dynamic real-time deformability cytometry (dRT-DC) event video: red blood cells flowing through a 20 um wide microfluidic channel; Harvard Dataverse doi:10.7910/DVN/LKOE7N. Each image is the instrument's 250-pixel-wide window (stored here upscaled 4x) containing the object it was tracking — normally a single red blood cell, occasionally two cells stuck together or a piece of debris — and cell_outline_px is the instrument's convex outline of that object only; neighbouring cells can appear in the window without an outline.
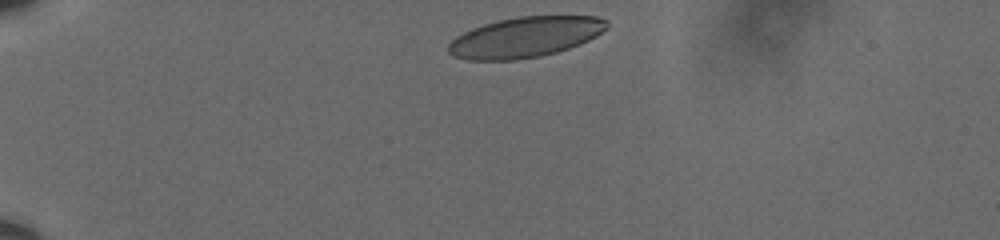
{"species": "human", "species_latin": "Homo sapiens", "temperature_condition": "cold", "stored_images_in_passage": 38, "camera_frame_rate_fps": 3000, "um_per_image_px": 0.085, "donor": {"sex": "male"}, "frame": {"image": 1, "passage_image": 1, "time_ms": 0.0, "image_size_px": [1000, 240], "cell_outline_px": [[608, 28], [596, 36], [580, 44], [556, 52], [540, 56], [516, 60], [468, 60], [452, 56], [448, 52], [448, 44], [456, 36], [472, 28], [484, 24], [516, 16], [596, 16], [608, 20]], "centroid_in_image_um": [44.64, 3.16], "position_along_channel_um": 40.4, "area_um2": 37.4}}
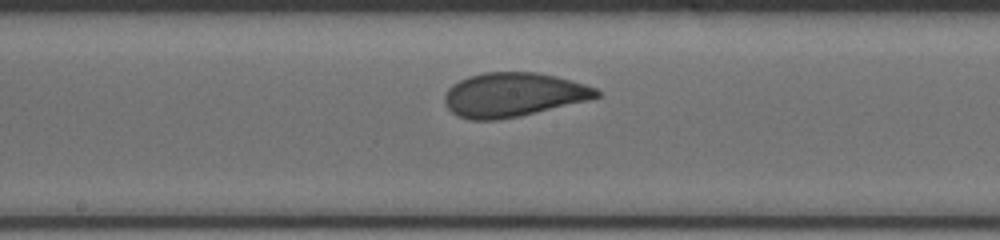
{"frame": {"image": 2, "passage_image": 20, "time_ms": 6.333, "image_size_px": [1000, 240], "cell_outline_px": [[600, 96], [588, 100], [520, 116], [496, 120], [468, 120], [456, 116], [444, 104], [444, 96], [448, 88], [452, 84], [468, 76], [484, 72], [536, 72], [556, 76], [572, 80], [596, 88], [600, 92]], "centroid_in_image_um": [43.59, 8.05], "position_along_channel_um": 204.6, "area_um2": 39.19}}
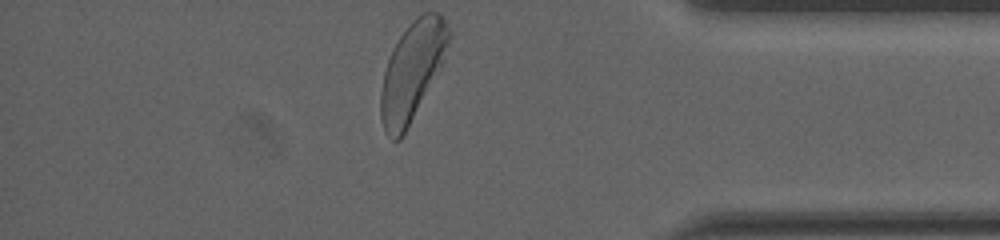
{"frame": {"image": 3, "passage_image": 38, "time_ms": 12.333, "image_size_px": [1000, 240], "cell_outline_px": [[452, 36], [444, 60], [440, 68], [400, 140], [392, 140], [384, 132], [380, 120], [380, 92], [384, 72], [392, 48], [408, 24], [416, 16], [424, 12], [440, 12], [452, 32]], "centroid_in_image_um": [35.04, 6.0], "position_along_channel_um": 400.2, "area_um2": 39.02}, "authors_computed_cell_mechanics": {"area_um2": 39.0439, "velocity_mm_per_s": 3.5843, "shape_relaxation_time_tau1_ms": 4.0181, "shape_relaxation_time_tau2_ms": null, "deformation_change_tau1": 0.1409, "deformation_change_tau2": null}}